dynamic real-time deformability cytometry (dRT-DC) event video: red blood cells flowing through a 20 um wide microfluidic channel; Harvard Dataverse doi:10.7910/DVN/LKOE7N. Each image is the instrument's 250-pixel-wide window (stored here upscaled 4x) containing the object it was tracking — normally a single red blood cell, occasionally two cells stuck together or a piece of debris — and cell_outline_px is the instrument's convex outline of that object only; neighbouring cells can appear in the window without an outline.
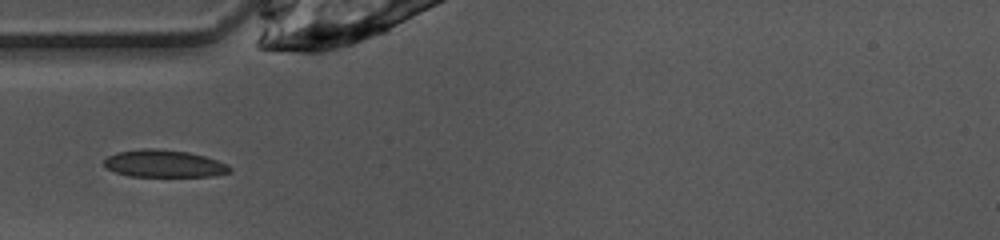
{"species": "common noctule bat (a hibernating species)", "species_latin": "Nyctalus noctula", "temperature_condition": "warm", "stored_images_in_passage": 33, "camera_frame_rate_fps": 3000, "um_per_image_px": 0.085, "animal": {"sex": "female", "body_mass_g": 10.0, "forearm_length_mm": 53.1}, "frame": {"image": 1, "passage_image": 1, "time_ms": 0.0, "image_size_px": [1000, 240], "cell_outline_px": [[232, 172], [212, 176], [128, 176], [116, 172], [108, 168], [104, 164], [104, 160], [108, 156], [116, 152], [140, 148], [156, 148], [188, 152], [204, 156], [228, 164], [232, 168]], "centroid_in_image_um": [13.95, 13.9], "position_along_channel_um": 71.0, "area_um2": 20.06}}
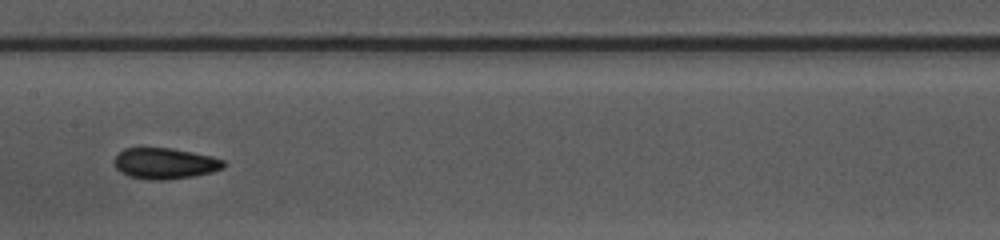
{"frame": {"image": 2, "passage_image": 10, "time_ms": 3.0, "image_size_px": [1000, 240], "cell_outline_px": [[228, 164], [224, 168], [212, 172], [192, 176], [168, 180], [148, 180], [128, 176], [120, 172], [116, 168], [116, 156], [124, 148], [172, 148], [212, 156], [224, 160]], "centroid_in_image_um": [14.06, 13.9], "position_along_channel_um": 193.3, "area_um2": 19.83}}
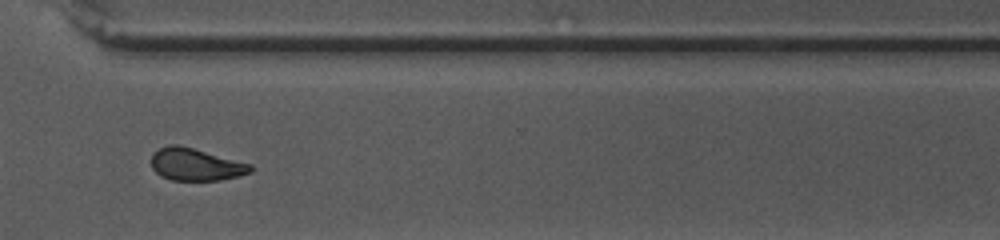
{"frame": {"image": 3, "passage_image": 22, "time_ms": 7.0, "image_size_px": [1000, 240], "cell_outline_px": [[252, 172], [240, 176], [220, 180], [172, 180], [160, 176], [152, 168], [152, 156], [160, 148], [168, 144], [176, 144], [192, 148], [252, 164]], "centroid_in_image_um": [16.65, 13.99], "position_along_channel_um": 353.9, "area_um2": 18.55}}